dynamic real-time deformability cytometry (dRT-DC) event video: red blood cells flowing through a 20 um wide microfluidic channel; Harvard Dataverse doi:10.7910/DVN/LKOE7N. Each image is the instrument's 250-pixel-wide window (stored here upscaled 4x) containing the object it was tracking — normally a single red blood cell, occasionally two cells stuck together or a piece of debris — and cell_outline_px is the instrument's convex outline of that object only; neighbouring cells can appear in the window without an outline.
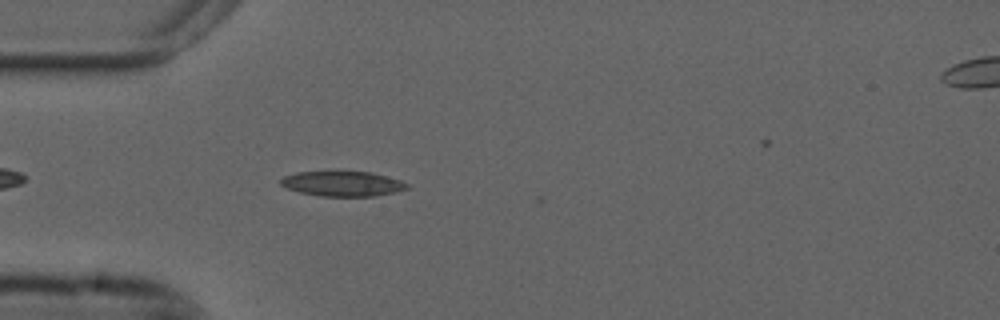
{"species": "common noctule bat (a hibernating species)", "species_latin": "Nyctalus noctula", "temperature_condition": "cold", "stored_images_in_passage": 8, "camera_frame_rate_fps": 3000, "um_per_image_px": 0.085, "animal": {"sex": "male", "forearm_length_mm": 52.5}, "frame": {"image": 1, "passage_image": 7, "time_ms": 2.0, "image_size_px": [1000, 320], "cell_outline_px": [[408, 188], [396, 192], [372, 196], [320, 196], [300, 192], [288, 188], [280, 184], [280, 180], [284, 176], [296, 172], [372, 172], [400, 180], [408, 184]], "centroid_in_image_um": [29.12, 15.62], "position_along_channel_um": 55.9, "area_um2": 18.21}}